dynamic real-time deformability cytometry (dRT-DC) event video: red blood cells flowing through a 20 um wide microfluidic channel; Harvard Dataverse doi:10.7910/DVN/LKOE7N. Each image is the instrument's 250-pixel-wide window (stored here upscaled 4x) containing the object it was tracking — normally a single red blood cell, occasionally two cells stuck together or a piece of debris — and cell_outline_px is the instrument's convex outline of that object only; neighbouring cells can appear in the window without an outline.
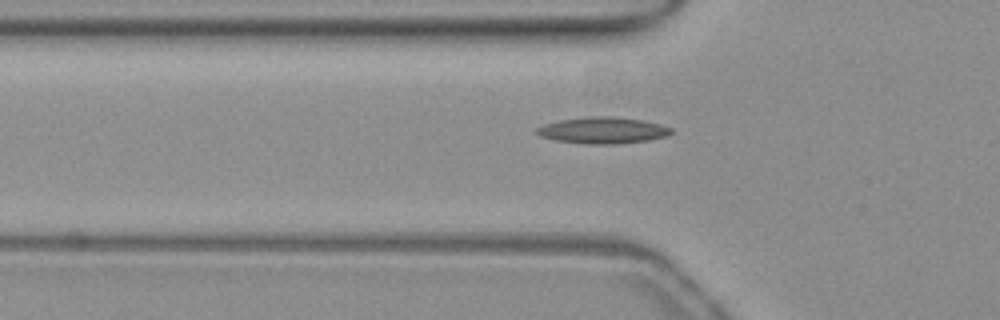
{"species": "common noctule bat (a hibernating species)", "species_latin": "Nyctalus noctula", "temperature_condition": "warm", "stored_images_in_passage": 18, "camera_frame_rate_fps": 3000, "um_per_image_px": 0.085, "animal": {"sex": "female", "body_mass_g": 19.3, "forearm_length_mm": 54.1}, "frame": {"image": 1, "passage_image": 5, "time_ms": 1.333, "image_size_px": [1000, 320], "cell_outline_px": [[672, 132], [668, 136], [648, 140], [616, 144], [584, 144], [556, 140], [540, 136], [536, 132], [536, 128], [544, 124], [560, 120], [588, 116], [612, 116], [644, 120], [660, 124], [672, 128]], "centroid_in_image_um": [51.25, 11.07], "position_along_channel_um": 74.5, "area_um2": 20.81}}
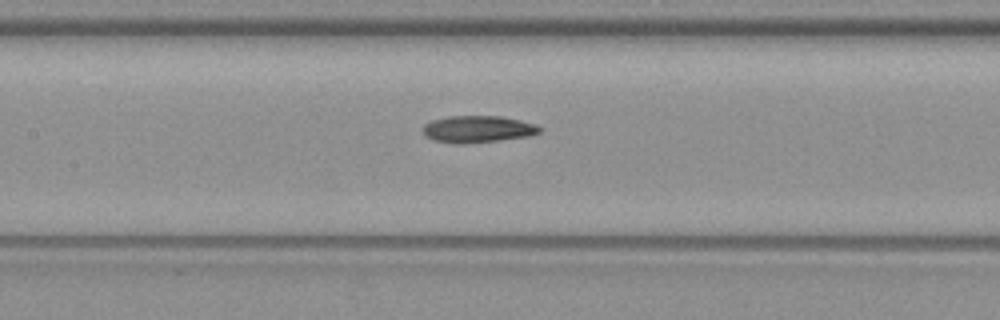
{"frame": {"image": 2, "passage_image": 12, "time_ms": 3.667, "image_size_px": [1000, 320], "cell_outline_px": [[544, 128], [540, 132], [528, 136], [464, 144], [460, 144], [432, 140], [424, 136], [424, 124], [432, 120], [448, 116], [500, 116], [520, 120], [536, 124]], "centroid_in_image_um": [40.61, 10.97], "position_along_channel_um": 166.8, "area_um2": 18.26}}
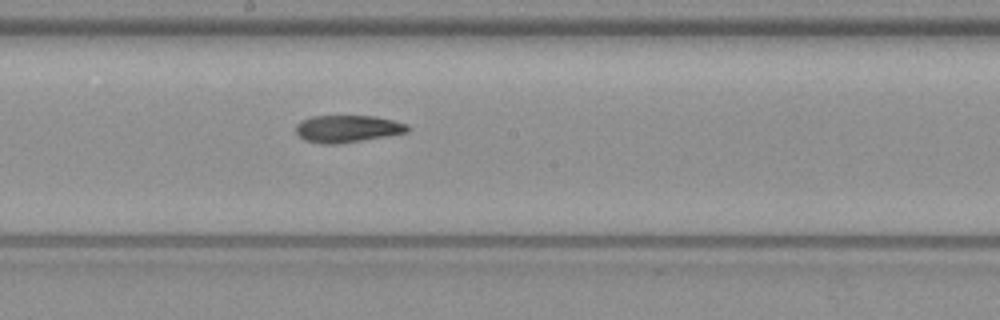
{"frame": {"image": 3, "passage_image": 16, "time_ms": 5.0, "image_size_px": [1000, 320], "cell_outline_px": [[408, 132], [336, 144], [320, 144], [304, 140], [296, 132], [296, 124], [300, 120], [312, 116], [376, 116], [408, 124]], "centroid_in_image_um": [29.49, 10.93], "position_along_channel_um": 218.7, "area_um2": 17.57}}